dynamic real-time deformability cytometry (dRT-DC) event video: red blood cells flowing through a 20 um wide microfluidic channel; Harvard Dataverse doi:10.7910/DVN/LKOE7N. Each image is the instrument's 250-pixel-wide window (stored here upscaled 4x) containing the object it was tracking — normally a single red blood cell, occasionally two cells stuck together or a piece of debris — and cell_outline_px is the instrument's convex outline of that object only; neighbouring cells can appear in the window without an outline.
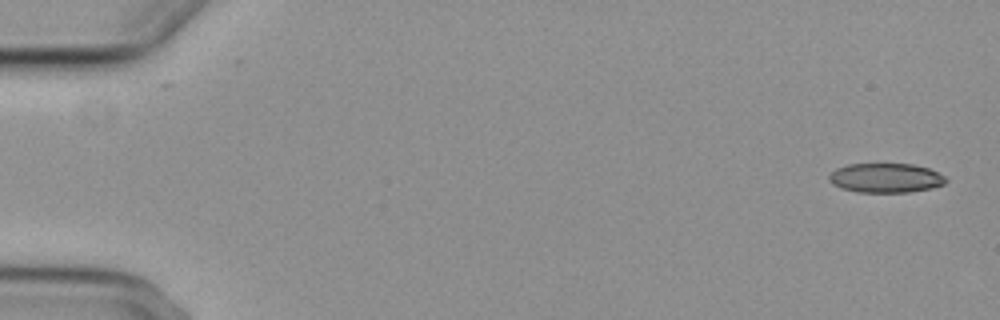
{"species": "common noctule bat (a hibernating species)", "species_latin": "Nyctalus noctula", "temperature_condition": "cold", "stored_images_in_passage": 55, "camera_frame_rate_fps": 3000, "um_per_image_px": 0.085, "animal": {"sex": "female", "body_mass_g": 29.2, "forearm_length_mm": 56.3}, "frame": {"image": 1, "passage_image": 1, "time_ms": 0.0, "image_size_px": [1000, 320], "cell_outline_px": [[948, 180], [944, 184], [932, 188], [908, 192], [856, 192], [840, 188], [832, 184], [828, 180], [828, 176], [836, 168], [848, 164], [912, 164], [928, 168], [944, 176]], "centroid_in_image_um": [75.25, 15.13], "position_along_channel_um": 9.7, "area_um2": 20.06}}
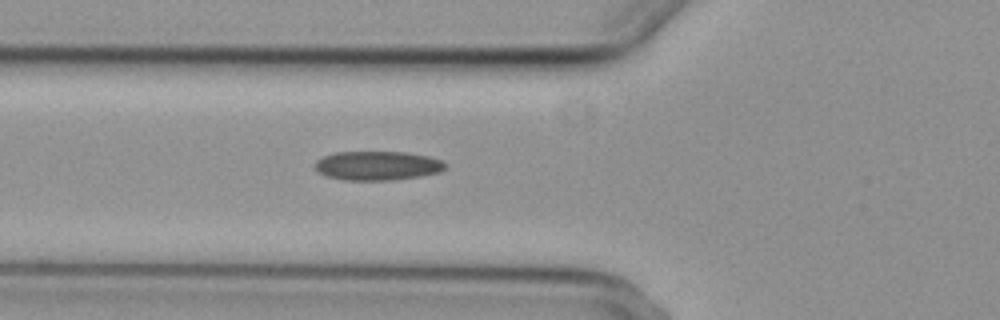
{"frame": {"image": 2, "passage_image": 20, "time_ms": 6.333, "image_size_px": [1000, 320], "cell_outline_px": [[448, 164], [440, 172], [420, 176], [392, 180], [344, 180], [324, 176], [316, 172], [316, 160], [324, 156], [336, 152], [408, 152], [428, 156], [440, 160]], "centroid_in_image_um": [32.07, 14.08], "position_along_channel_um": 93.7, "area_um2": 22.2}}
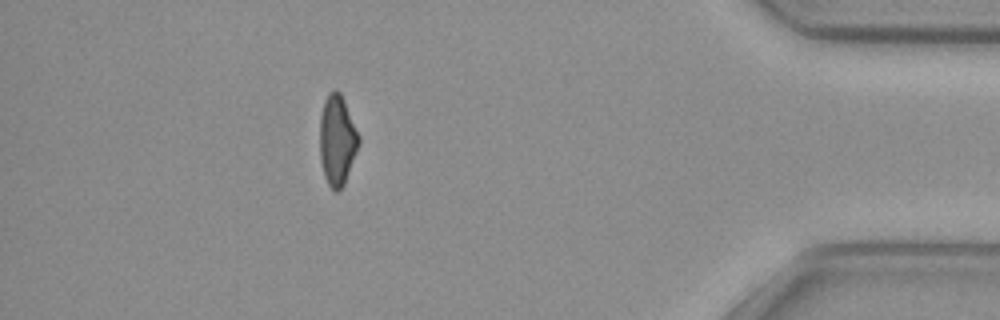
{"frame": {"image": 3, "passage_image": 49, "time_ms": 16.0, "image_size_px": [1000, 320], "cell_outline_px": [[360, 144], [344, 184], [340, 192], [336, 192], [328, 184], [324, 176], [320, 160], [320, 116], [324, 100], [328, 92], [336, 88], [340, 92], [344, 100], [360, 136]], "centroid_in_image_um": [28.66, 11.9], "position_along_channel_um": 406.5, "area_um2": 20.75}, "authors_computed_cell_mechanics": {"area_um2": 21.5016, "velocity_mm_per_s": 3.7225, "shape_relaxation_time_tau1_ms": null, "shape_relaxation_time_tau2_ms": 4.3102, "deformation_change_tau1": null, "deformation_change_tau2": 0.114}}